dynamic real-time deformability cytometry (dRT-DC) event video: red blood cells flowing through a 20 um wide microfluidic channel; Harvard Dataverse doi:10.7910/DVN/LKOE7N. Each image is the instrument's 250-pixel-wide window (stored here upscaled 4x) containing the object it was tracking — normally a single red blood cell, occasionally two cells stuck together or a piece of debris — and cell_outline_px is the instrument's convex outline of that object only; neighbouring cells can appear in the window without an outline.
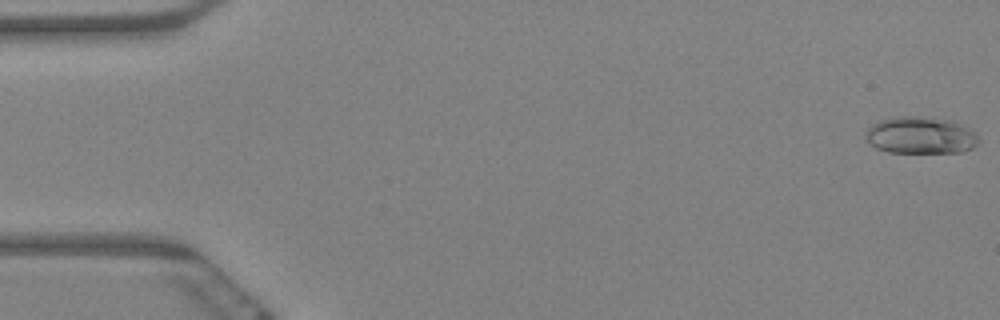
{"species": "Egyptian fruit bat (a non-hibernating species)", "species_latin": "Rousettus aegyptiacus", "temperature_condition": "warm", "stored_images_in_passage": 54, "camera_frame_rate_fps": 3000, "um_per_image_px": 0.085, "animal": {"sex": "female"}, "frame": {"image": 1, "passage_image": 1, "time_ms": 0.0, "image_size_px": [1000, 320], "cell_outline_px": [[980, 140], [972, 148], [964, 152], [888, 152], [876, 148], [868, 144], [864, 136], [868, 128], [872, 124], [880, 120], [892, 116], [912, 116], [948, 120], [960, 124], [976, 132]], "centroid_in_image_um": [78.22, 11.51], "position_along_channel_um": 6.8, "area_um2": 24.45}}
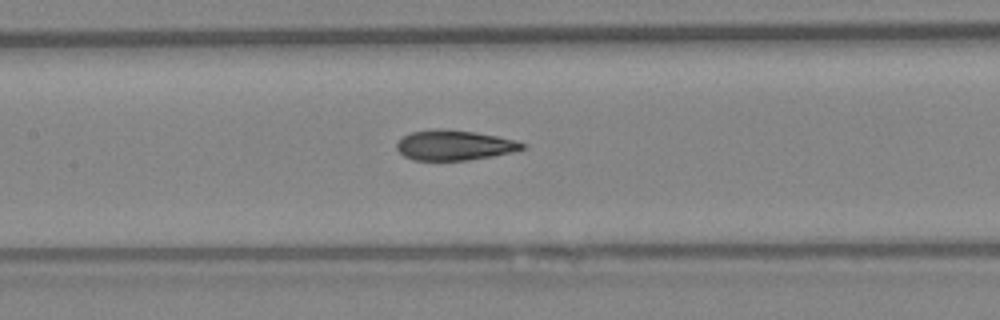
{"frame": {"image": 2, "passage_image": 29, "time_ms": 9.333, "image_size_px": [1000, 320], "cell_outline_px": [[528, 144], [524, 148], [492, 156], [468, 160], [412, 160], [404, 156], [396, 148], [396, 144], [404, 136], [412, 132], [440, 128], [472, 132], [496, 136], [516, 140]], "centroid_in_image_um": [38.6, 12.34], "position_along_channel_um": 168.8, "area_um2": 21.73}}
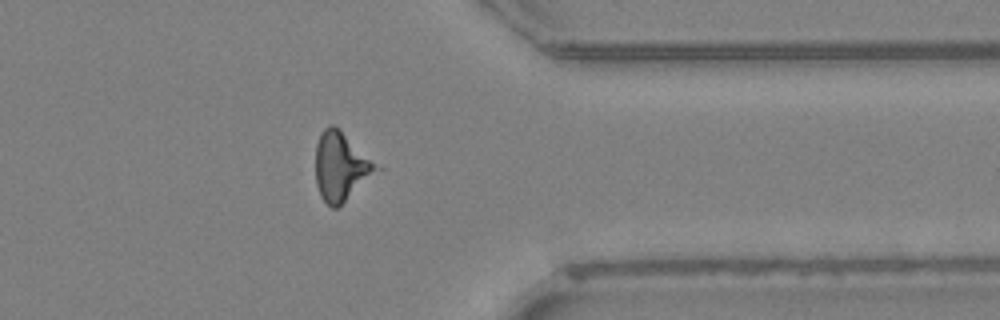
{"frame": {"image": 3, "passage_image": 49, "time_ms": 16.0, "image_size_px": [1000, 320], "cell_outline_px": [[384, 168], [336, 208], [332, 208], [320, 196], [316, 184], [316, 144], [320, 132], [328, 124], [332, 124]], "centroid_in_image_um": [29.01, 14.16], "position_along_channel_um": 382.4, "area_um2": 24.39}}